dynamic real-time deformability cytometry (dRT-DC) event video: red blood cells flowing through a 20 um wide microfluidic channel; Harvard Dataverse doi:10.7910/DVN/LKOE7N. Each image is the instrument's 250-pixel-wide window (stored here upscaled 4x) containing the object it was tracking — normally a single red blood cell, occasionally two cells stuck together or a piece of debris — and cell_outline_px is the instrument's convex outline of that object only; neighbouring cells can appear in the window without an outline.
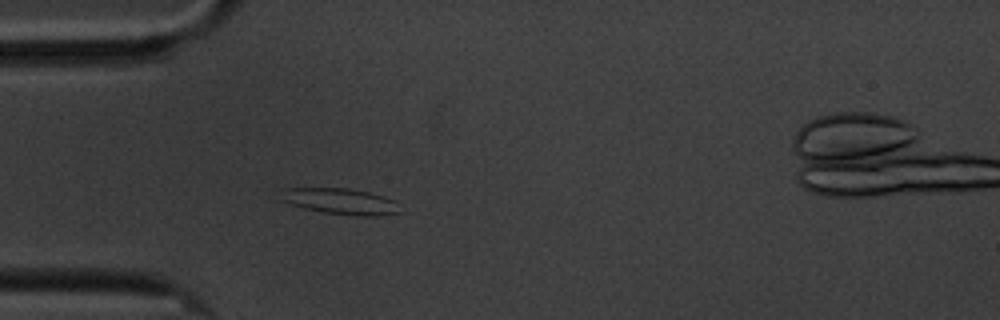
{"species": "common noctule bat (a hibernating species)", "species_latin": "Nyctalus noctula", "temperature_condition": "cold", "stored_images_in_passage": 6, "camera_frame_rate_fps": 3000, "um_per_image_px": 0.085, "animal": {"sex": "male", "body_mass_g": 20.1, "forearm_length_mm": 53.5}, "frame": {"image": 1, "passage_image": 5, "time_ms": 4.667, "image_size_px": [1000, 320], "cell_outline_px": [[404, 212], [384, 216], [356, 216], [324, 212], [304, 208], [280, 200], [280, 188], [348, 188], [368, 192], [396, 200]], "centroid_in_image_um": [29.0, 17.12], "position_along_channel_um": 56.0, "area_um2": 18.44}}